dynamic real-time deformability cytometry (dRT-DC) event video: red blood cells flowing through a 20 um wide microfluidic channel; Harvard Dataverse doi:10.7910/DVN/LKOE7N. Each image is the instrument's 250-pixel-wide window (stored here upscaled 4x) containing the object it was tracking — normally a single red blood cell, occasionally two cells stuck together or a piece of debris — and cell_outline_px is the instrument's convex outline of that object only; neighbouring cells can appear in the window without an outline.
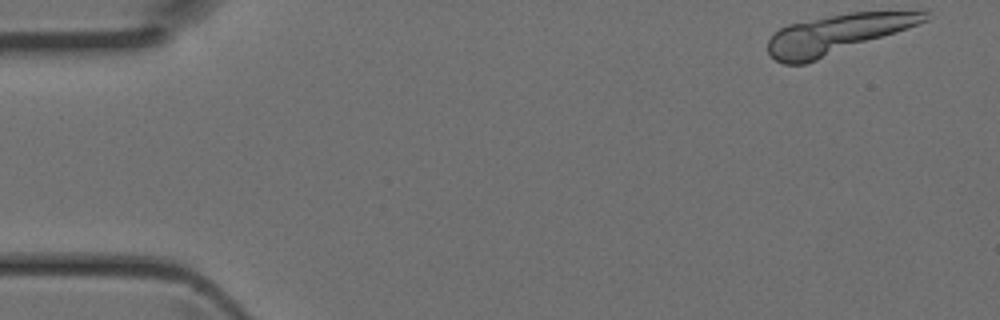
{"species": "Egyptian fruit bat (a non-hibernating species)", "species_latin": "Rousettus aegyptiacus", "temperature_condition": "room temperature", "stored_images_in_passage": 13, "camera_frame_rate_fps": 3000, "um_per_image_px": 0.085, "animal": {"sex": "female"}, "frame": {"image": 1, "passage_image": 1, "time_ms": 0.0, "image_size_px": [1000, 320], "cell_outline_px": [[928, 20], [816, 60], [804, 64], [784, 64], [776, 60], [768, 52], [768, 40], [780, 28], [788, 24], [852, 12], [928, 12]], "centroid_in_image_um": [71.05, 2.91], "position_along_channel_um": 13.9, "area_um2": 34.45}}